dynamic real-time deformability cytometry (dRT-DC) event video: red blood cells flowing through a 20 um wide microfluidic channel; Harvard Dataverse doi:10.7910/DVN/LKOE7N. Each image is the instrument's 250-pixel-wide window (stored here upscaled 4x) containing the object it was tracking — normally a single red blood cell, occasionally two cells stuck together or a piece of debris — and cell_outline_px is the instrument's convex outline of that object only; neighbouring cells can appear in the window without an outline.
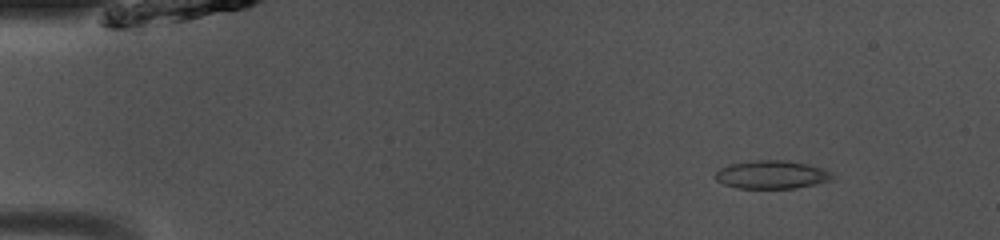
{"species": "common noctule bat (a hibernating species)", "species_latin": "Nyctalus noctula", "temperature_condition": "room temperature", "stored_images_in_passage": 49, "camera_frame_rate_fps": 3000, "um_per_image_px": 0.085, "animal": {"sex": "male", "body_mass_g": 13.0, "forearm_length_mm": 53.1}, "frame": {"image": 1, "passage_image": 6, "time_ms": 1.667, "image_size_px": [1000, 240], "cell_outline_px": [[836, 180], [796, 188], [736, 188], [724, 184], [716, 180], [716, 172], [720, 168], [728, 164], [756, 160], [788, 160], [808, 164], [824, 168], [832, 172], [836, 176]], "centroid_in_image_um": [65.68, 14.84], "position_along_channel_um": 19.3, "area_um2": 19.59}}
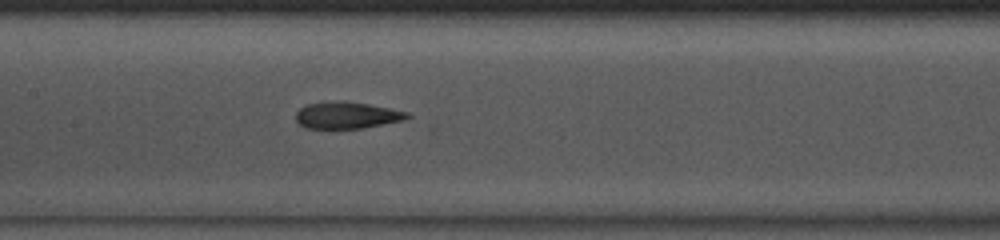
{"frame": {"image": 2, "passage_image": 24, "time_ms": 7.667, "image_size_px": [1000, 240], "cell_outline_px": [[412, 116], [408, 120], [364, 128], [304, 128], [296, 120], [296, 112], [300, 108], [308, 104], [368, 104], [408, 112]], "centroid_in_image_um": [29.57, 9.86], "position_along_channel_um": 177.8, "area_um2": 16.59}}
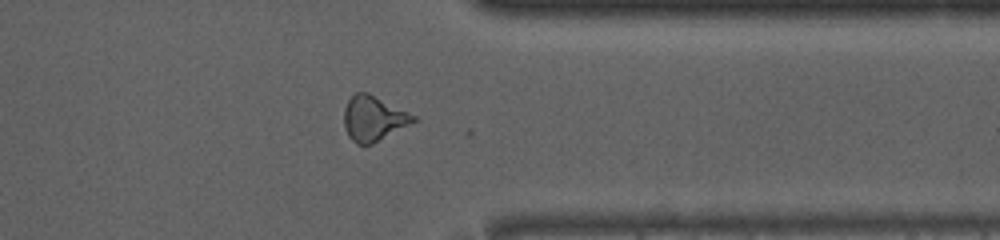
{"frame": {"image": 3, "passage_image": 39, "time_ms": 12.667, "image_size_px": [1000, 240], "cell_outline_px": [[420, 120], [372, 144], [356, 144], [348, 136], [344, 128], [344, 108], [348, 100], [356, 92], [368, 92], [416, 116]], "centroid_in_image_um": [31.76, 10.08], "position_along_channel_um": 379.6, "area_um2": 18.32}, "authors_computed_cell_mechanics": {"area_um2": 18.1492, "velocity_mm_per_s": 4.1137, "shape_relaxation_time_tau1_ms": 8.6672, "shape_relaxation_time_tau2_ms": 2.0497, "deformation_change_tau1": 0.3102, "deformation_change_tau2": 0.1048}}